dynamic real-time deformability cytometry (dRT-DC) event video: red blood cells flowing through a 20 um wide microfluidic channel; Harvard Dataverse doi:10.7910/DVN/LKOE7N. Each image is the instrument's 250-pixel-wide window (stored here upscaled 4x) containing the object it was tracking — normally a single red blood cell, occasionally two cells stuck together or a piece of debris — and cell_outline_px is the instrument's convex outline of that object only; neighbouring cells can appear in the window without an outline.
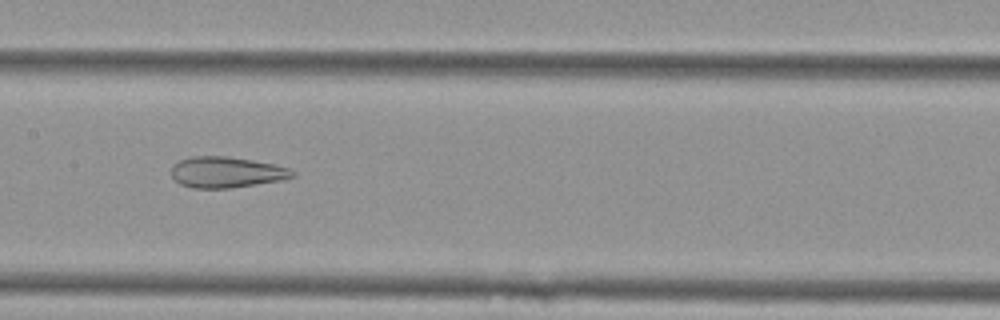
{"species": "Egyptian fruit bat (a non-hibernating species)", "species_latin": "Rousettus aegyptiacus", "temperature_condition": "cold", "stored_images_in_passage": 54, "camera_frame_rate_fps": 3000, "um_per_image_px": 0.085, "animal": {"sex": "female"}, "frame": {"image": 1, "passage_image": 27, "time_ms": 8.667, "image_size_px": [1000, 320], "cell_outline_px": [[296, 176], [280, 180], [228, 188], [192, 188], [180, 184], [172, 176], [172, 164], [180, 160], [192, 156], [228, 156], [252, 160], [272, 164], [288, 168], [296, 172]], "centroid_in_image_um": [19.22, 14.63], "position_along_channel_um": 188.2, "area_um2": 21.68}}
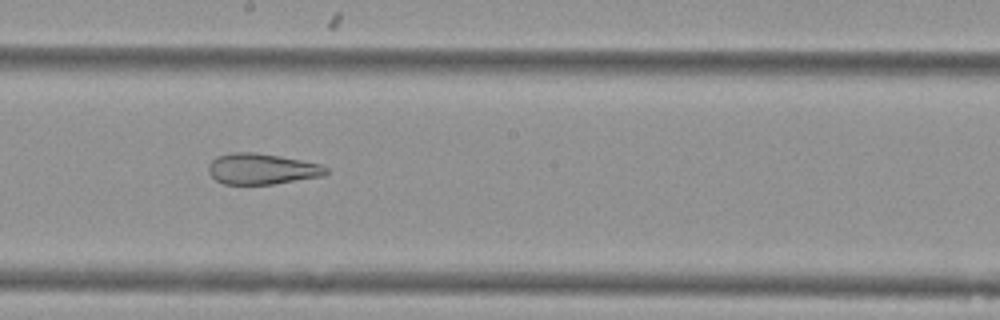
{"frame": {"image": 2, "passage_image": 30, "time_ms": 9.667, "image_size_px": [1000, 320], "cell_outline_px": [[328, 172], [324, 176], [272, 184], [224, 184], [216, 180], [208, 172], [208, 164], [216, 156], [232, 152], [256, 152], [280, 156], [320, 164], [328, 168]], "centroid_in_image_um": [22.24, 14.35], "position_along_channel_um": 226.0, "area_um2": 21.21}}
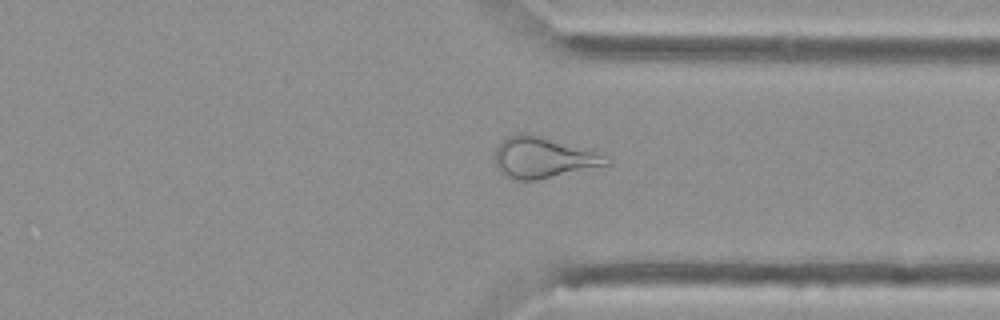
{"frame": {"image": 3, "passage_image": 41, "time_ms": 13.333, "image_size_px": [1000, 320], "cell_outline_px": [[612, 164], [536, 180], [516, 180], [504, 176], [500, 172], [496, 164], [496, 148], [508, 136], [520, 132], [528, 132], [596, 148], [612, 160]], "centroid_in_image_um": [46.29, 13.35], "position_along_channel_um": 365.1, "area_um2": 27.63}}